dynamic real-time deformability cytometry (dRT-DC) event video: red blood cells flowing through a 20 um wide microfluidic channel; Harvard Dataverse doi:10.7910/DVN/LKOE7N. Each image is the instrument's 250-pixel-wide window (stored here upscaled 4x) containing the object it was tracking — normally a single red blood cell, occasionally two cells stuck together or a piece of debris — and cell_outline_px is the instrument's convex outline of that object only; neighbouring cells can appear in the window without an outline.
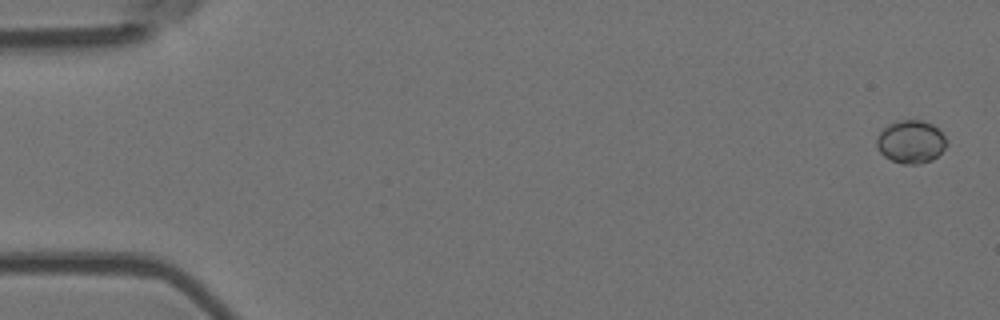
{"species": "Egyptian fruit bat (a non-hibernating species)", "species_latin": "Rousettus aegyptiacus", "temperature_condition": "room temperature", "stored_images_in_passage": 5, "camera_frame_rate_fps": 3000, "um_per_image_px": 0.085, "animal": {"sex": "female"}, "frame": {"image": 1, "passage_image": 1, "time_ms": 0.0, "image_size_px": [1000, 320], "cell_outline_px": [[948, 144], [932, 160], [916, 164], [904, 164], [892, 160], [884, 156], [880, 152], [876, 144], [876, 136], [888, 124], [900, 120], [924, 120], [940, 128]], "centroid_in_image_um": [77.43, 12.03], "position_along_channel_um": 7.6, "area_um2": 17.57}}
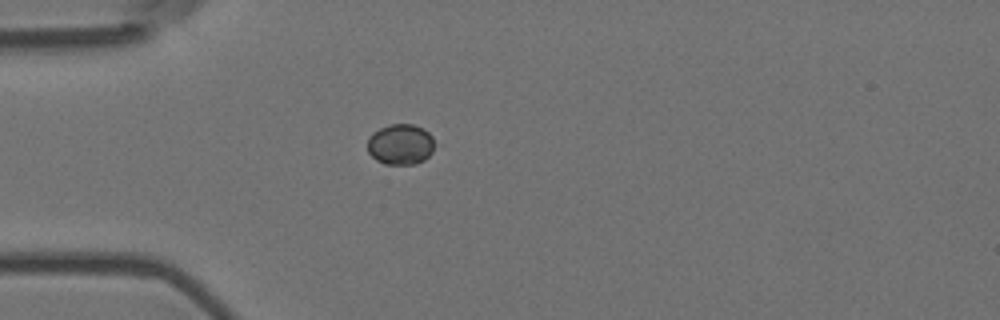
{"frame": {"image": 2, "passage_image": 5, "time_ms": 1.333, "image_size_px": [1000, 320], "cell_outline_px": [[432, 152], [424, 160], [416, 164], [384, 164], [376, 160], [368, 152], [368, 136], [372, 132], [388, 124], [412, 124], [424, 128], [432, 136]], "centroid_in_image_um": [34.01, 12.26], "position_along_channel_um": 51.0, "area_um2": 15.95}}